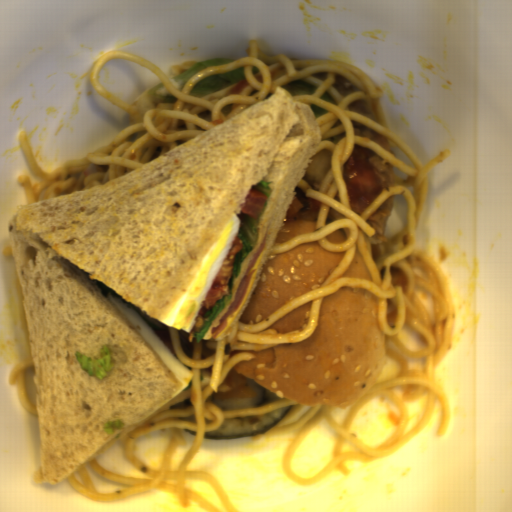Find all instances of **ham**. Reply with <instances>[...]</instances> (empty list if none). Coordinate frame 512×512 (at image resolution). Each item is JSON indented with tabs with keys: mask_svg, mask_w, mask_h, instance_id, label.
Segmentation results:
<instances>
[{
	"mask_svg": "<svg viewBox=\"0 0 512 512\" xmlns=\"http://www.w3.org/2000/svg\"><path fill=\"white\" fill-rule=\"evenodd\" d=\"M267 246V231L265 233V236L263 238V241L261 245L259 246L257 252L253 254V260H250L246 272L244 276L242 277L238 288L236 290V293L234 295V301L230 304L227 312L223 315V317L220 319L218 326L211 328V338H216L217 335H219L228 325V318L232 317L235 311L240 307L246 291L248 289V286L250 284L251 278L255 272L256 269H252L255 265L258 257L261 255V253L265 250Z\"/></svg>",
	"mask_w": 512,
	"mask_h": 512,
	"instance_id": "37f43c06",
	"label": "ham"
}]
</instances>
